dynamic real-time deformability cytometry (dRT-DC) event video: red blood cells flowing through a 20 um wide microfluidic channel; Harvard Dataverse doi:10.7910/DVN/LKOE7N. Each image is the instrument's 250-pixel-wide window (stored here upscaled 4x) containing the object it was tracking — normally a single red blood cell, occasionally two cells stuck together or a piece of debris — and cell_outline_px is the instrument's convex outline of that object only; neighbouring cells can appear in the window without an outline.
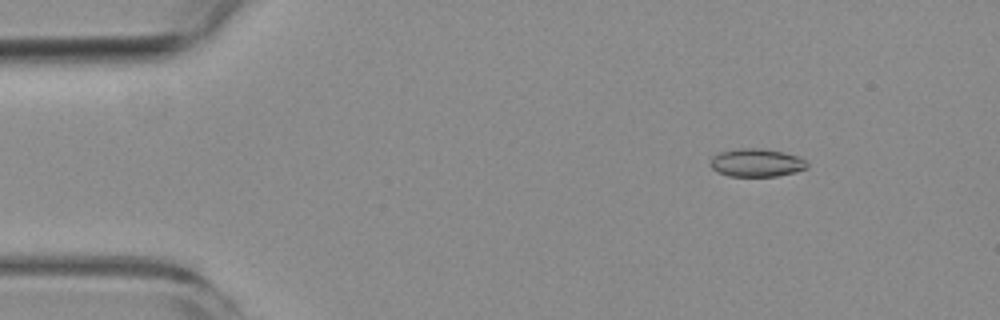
{"species": "common noctule bat (a hibernating species)", "species_latin": "Nyctalus noctula", "temperature_condition": "room temperature", "stored_images_in_passage": 6, "camera_frame_rate_fps": 3000, "um_per_image_px": 0.085, "animal": {"sex": "female", "body_mass_g": 19.3, "forearm_length_mm": 54.1}, "frame": {"image": 1, "passage_image": 2, "time_ms": 2.0, "image_size_px": [1000, 320], "cell_outline_px": [[808, 168], [796, 172], [776, 176], [728, 176], [716, 172], [708, 164], [712, 156], [720, 152], [740, 148], [764, 148], [784, 152], [796, 156], [804, 160], [808, 164]], "centroid_in_image_um": [64.27, 13.83], "position_along_channel_um": 20.7, "area_um2": 16.01}}
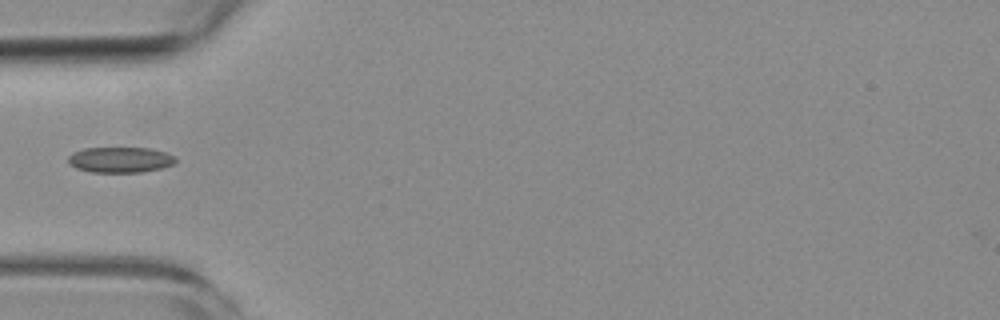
{"frame": {"image": 2, "passage_image": 5, "time_ms": 5.667, "image_size_px": [1000, 320], "cell_outline_px": [[176, 164], [160, 168], [140, 172], [92, 172], [76, 168], [68, 164], [68, 156], [72, 152], [84, 148], [148, 148], [164, 152], [176, 156]], "centroid_in_image_um": [10.2, 13.58], "position_along_channel_um": 74.8, "area_um2": 16.07}}
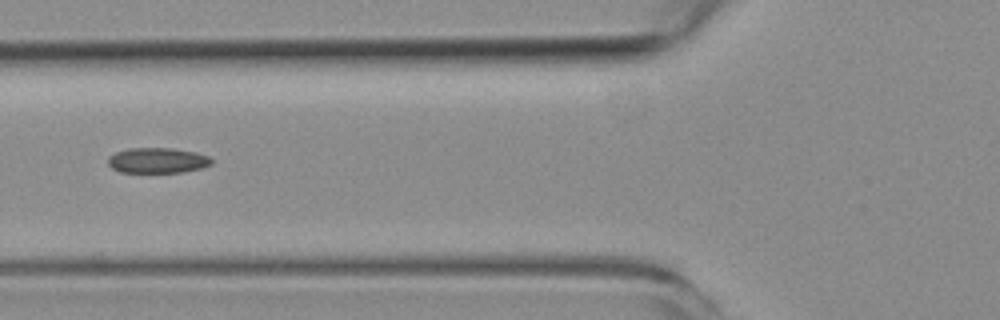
{"frame": {"image": 3, "passage_image": 6, "time_ms": 6.667, "image_size_px": [1000, 320], "cell_outline_px": [[212, 164], [200, 168], [184, 172], [120, 172], [112, 168], [108, 164], [108, 156], [116, 152], [128, 148], [172, 148], [196, 152], [208, 156], [212, 160]], "centroid_in_image_um": [13.37, 13.63], "position_along_channel_um": 112.4, "area_um2": 15.32}}